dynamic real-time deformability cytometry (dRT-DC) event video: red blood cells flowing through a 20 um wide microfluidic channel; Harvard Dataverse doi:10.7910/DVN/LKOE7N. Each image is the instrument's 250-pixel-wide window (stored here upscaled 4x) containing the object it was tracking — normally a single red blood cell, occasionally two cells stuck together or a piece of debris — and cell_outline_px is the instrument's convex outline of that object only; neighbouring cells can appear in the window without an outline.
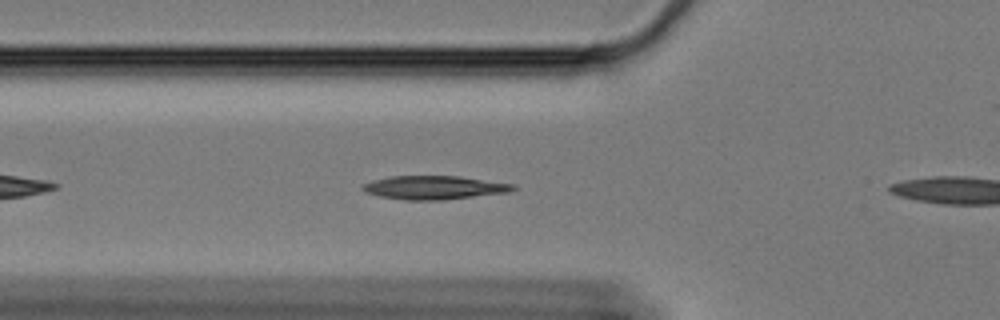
{"species": "Egyptian fruit bat (a non-hibernating species)", "species_latin": "Rousettus aegyptiacus", "temperature_condition": "cold", "stored_images_in_passage": 54, "camera_frame_rate_fps": 3000, "um_per_image_px": 0.085, "animal": {"sex": "female"}, "frame": {"image": 1, "passage_image": 14, "time_ms": 4.333, "image_size_px": [1000, 320], "cell_outline_px": [[516, 188], [508, 192], [444, 200], [404, 200], [380, 196], [368, 192], [360, 188], [364, 184], [372, 180], [392, 176], [460, 176], [512, 184]], "centroid_in_image_um": [36.89, 15.94], "position_along_channel_um": 88.9, "area_um2": 20.46}}
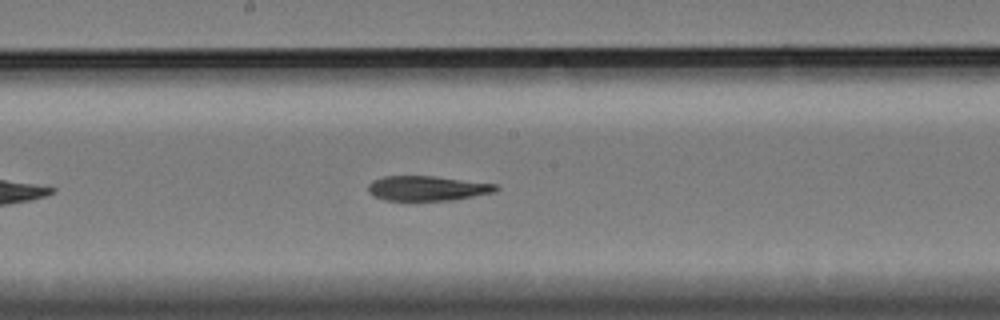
{"frame": {"image": 2, "passage_image": 25, "time_ms": 8.0, "image_size_px": [1000, 320], "cell_outline_px": [[500, 188], [496, 192], [452, 200], [384, 200], [372, 196], [368, 192], [368, 184], [372, 180], [384, 176], [436, 176], [496, 184]], "centroid_in_image_um": [36.31, 16.0], "position_along_channel_um": 211.9, "area_um2": 18.61}}
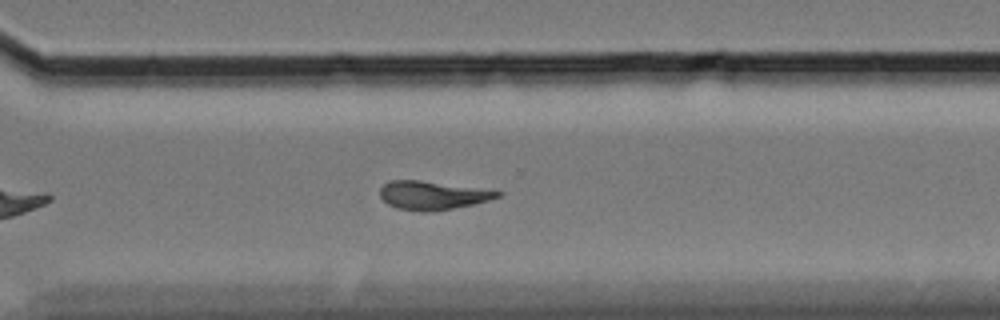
{"frame": {"image": 3, "passage_image": 36, "time_ms": 11.667, "image_size_px": [1000, 320], "cell_outline_px": [[504, 192], [500, 196], [488, 200], [472, 204], [432, 212], [420, 212], [396, 208], [388, 204], [380, 196], [380, 188], [384, 184], [392, 180], [420, 180], [496, 188]], "centroid_in_image_um": [36.87, 16.58], "position_along_channel_um": 333.7, "area_um2": 20.17}}